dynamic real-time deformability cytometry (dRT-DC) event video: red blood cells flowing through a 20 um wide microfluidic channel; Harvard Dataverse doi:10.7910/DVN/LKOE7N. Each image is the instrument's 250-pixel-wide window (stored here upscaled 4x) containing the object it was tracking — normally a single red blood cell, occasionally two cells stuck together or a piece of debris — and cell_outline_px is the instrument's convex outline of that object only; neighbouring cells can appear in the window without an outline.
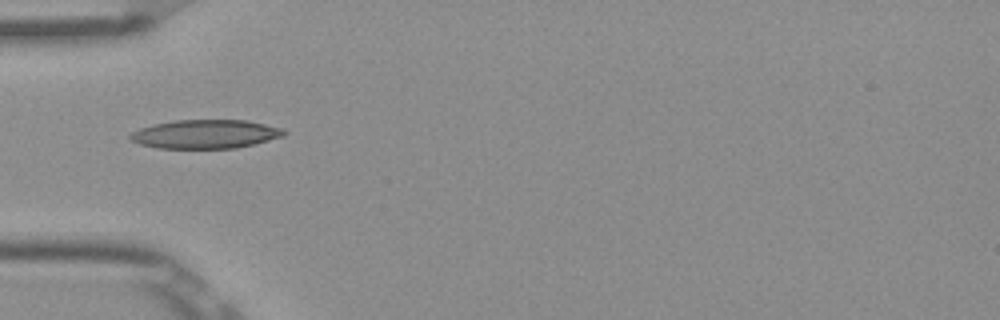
{"species": "Egyptian fruit bat (a non-hibernating species)", "species_latin": "Rousettus aegyptiacus", "temperature_condition": "room temperature", "stored_images_in_passage": 36, "camera_frame_rate_fps": 3000, "um_per_image_px": 0.085, "frame": {"image": 1, "passage_image": 1, "time_ms": 0.0, "image_size_px": [1000, 320], "cell_outline_px": [[288, 132], [284, 136], [256, 144], [236, 148], [160, 148], [140, 144], [132, 140], [128, 136], [132, 132], [140, 128], [152, 124], [172, 120], [244, 120], [284, 128]], "centroid_in_image_um": [17.49, 11.39], "position_along_channel_um": 67.5, "area_um2": 25.89}}
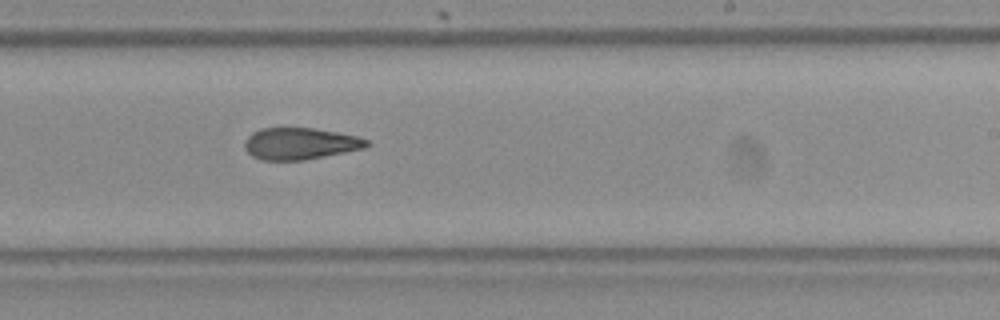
{"frame": {"image": 2, "passage_image": 16, "time_ms": 5.0, "image_size_px": [1000, 320], "cell_outline_px": [[372, 144], [368, 148], [304, 160], [260, 160], [252, 156], [244, 148], [244, 140], [252, 132], [260, 128], [312, 128], [336, 132], [356, 136], [368, 140]], "centroid_in_image_um": [25.52, 12.21], "position_along_channel_um": 263.5, "area_um2": 22.77}}
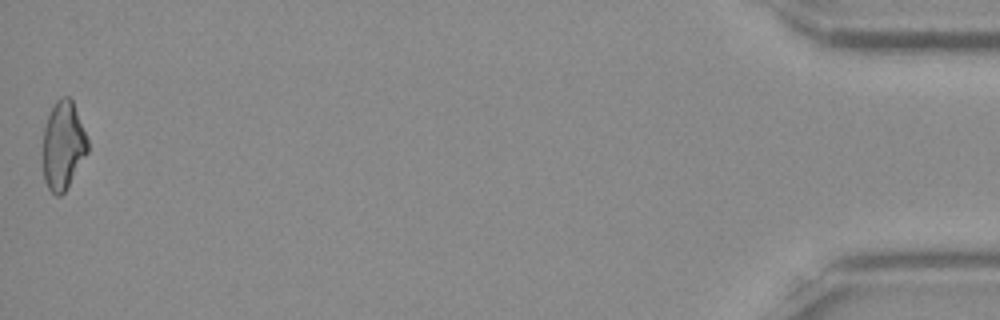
{"frame": {"image": 3, "passage_image": 36, "time_ms": 11.667, "image_size_px": [1000, 320], "cell_outline_px": [[88, 152], [64, 192], [60, 196], [56, 196], [48, 188], [44, 180], [44, 128], [48, 116], [56, 100], [60, 96], [68, 96], [72, 100], [88, 140]], "centroid_in_image_um": [5.37, 12.36], "position_along_channel_um": 429.8, "area_um2": 22.66}, "authors_computed_cell_mechanics": {"area_um2": 23.3512, "velocity_mm_per_s": 3.9149, "shape_relaxation_time_tau1_ms": null, "shape_relaxation_time_tau2_ms": 3.9922, "deformation_change_tau1": null, "deformation_change_tau2": 0.127}}